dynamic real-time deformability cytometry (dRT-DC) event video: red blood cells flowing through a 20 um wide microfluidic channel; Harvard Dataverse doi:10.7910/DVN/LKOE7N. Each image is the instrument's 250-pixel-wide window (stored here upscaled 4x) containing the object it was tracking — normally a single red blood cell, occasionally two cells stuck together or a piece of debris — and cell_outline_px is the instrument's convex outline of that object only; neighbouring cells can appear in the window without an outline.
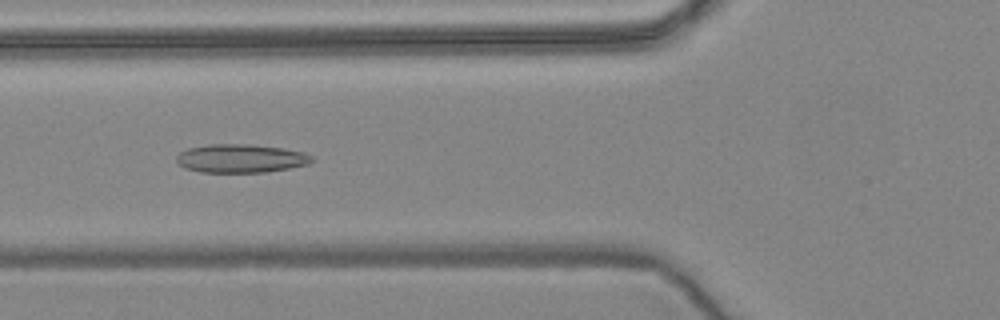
{"species": "common noctule bat (a hibernating species)", "species_latin": "Nyctalus noctula", "temperature_condition": "warm", "stored_images_in_passage": 56, "camera_frame_rate_fps": 3000, "um_per_image_px": 0.085, "animal": {"sex": "female", "body_mass_g": 24.6, "forearm_length_mm": 56.2}, "frame": {"image": 1, "passage_image": 21, "time_ms": 6.667, "image_size_px": [1000, 320], "cell_outline_px": [[312, 160], [308, 164], [268, 172], [200, 172], [184, 168], [176, 164], [176, 156], [180, 152], [188, 148], [208, 144], [248, 144], [284, 148], [304, 152], [312, 156]], "centroid_in_image_um": [20.42, 13.46], "position_along_channel_um": 105.4, "area_um2": 22.6}}
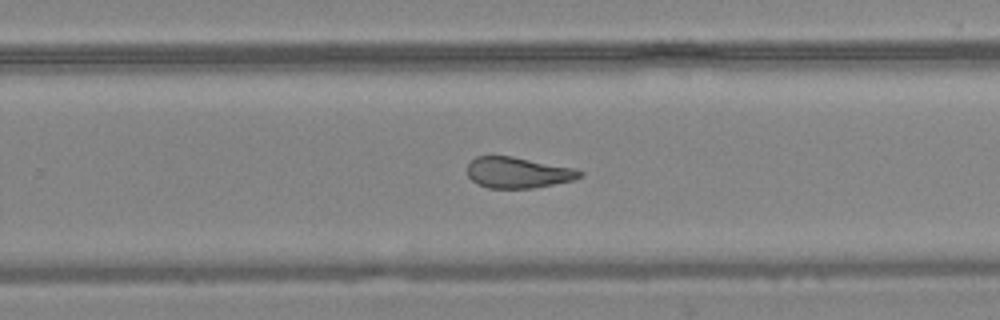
{"frame": {"image": 2, "passage_image": 36, "time_ms": 11.667, "image_size_px": [1000, 320], "cell_outline_px": [[584, 176], [572, 180], [532, 188], [488, 188], [476, 184], [468, 176], [468, 164], [476, 156], [512, 156], [576, 168], [584, 172]], "centroid_in_image_um": [44.04, 14.67], "position_along_channel_um": 285.8, "area_um2": 20.35}}
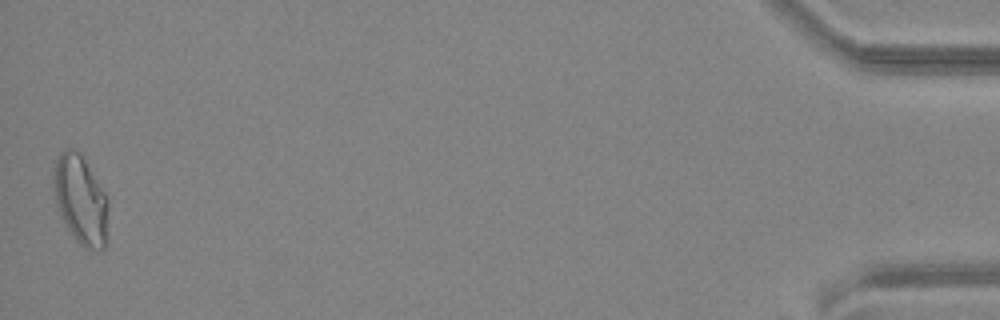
{"frame": {"image": 3, "passage_image": 56, "time_ms": 18.333, "image_size_px": [1000, 320], "cell_outline_px": [[108, 204], [104, 248], [100, 252], [84, 248], [76, 240], [60, 216], [56, 204], [56, 160], [60, 152], [68, 148], [80, 152], [104, 192], [108, 200]], "centroid_in_image_um": [6.88, 17.03], "position_along_channel_um": 428.3, "area_um2": 27.51}, "authors_computed_cell_mechanics": {"area_um2": 23.2645, "velocity_mm_per_s": 3.6121, "shape_relaxation_time_tau1_ms": null, "shape_relaxation_time_tau2_ms": 2.8406, "deformation_change_tau1": null, "deformation_change_tau2": 0.1066}}